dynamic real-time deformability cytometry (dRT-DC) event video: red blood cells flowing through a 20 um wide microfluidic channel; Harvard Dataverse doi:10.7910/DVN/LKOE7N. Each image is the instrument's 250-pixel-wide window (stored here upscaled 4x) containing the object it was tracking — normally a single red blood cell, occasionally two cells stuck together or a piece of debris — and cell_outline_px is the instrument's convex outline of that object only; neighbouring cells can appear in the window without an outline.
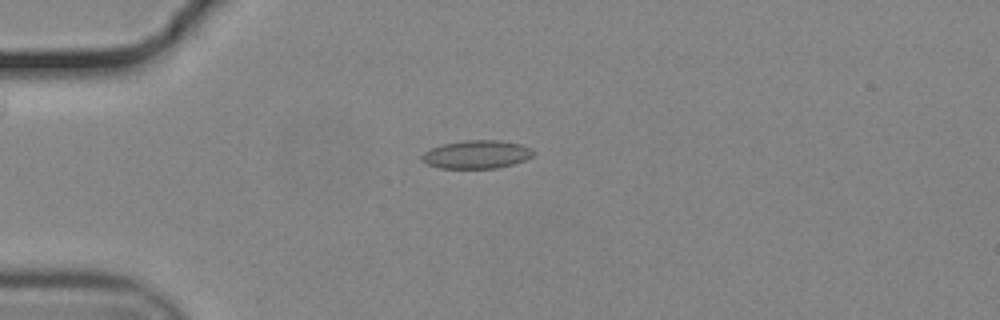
{"species": "common noctule bat (a hibernating species)", "species_latin": "Nyctalus noctula", "temperature_condition": "cold", "stored_images_in_passage": 56, "camera_frame_rate_fps": 3000, "um_per_image_px": 0.085, "animal": {"sex": "male", "body_mass_g": 19.2, "forearm_length_mm": 51.8}, "frame": {"image": 1, "passage_image": 15, "time_ms": 4.667, "image_size_px": [1000, 320], "cell_outline_px": [[532, 156], [524, 160], [512, 164], [496, 168], [440, 168], [428, 164], [420, 160], [420, 156], [424, 152], [432, 148], [444, 144], [464, 140], [500, 140], [520, 144], [532, 148]], "centroid_in_image_um": [40.49, 13.12], "position_along_channel_um": 44.5, "area_um2": 18.21}}
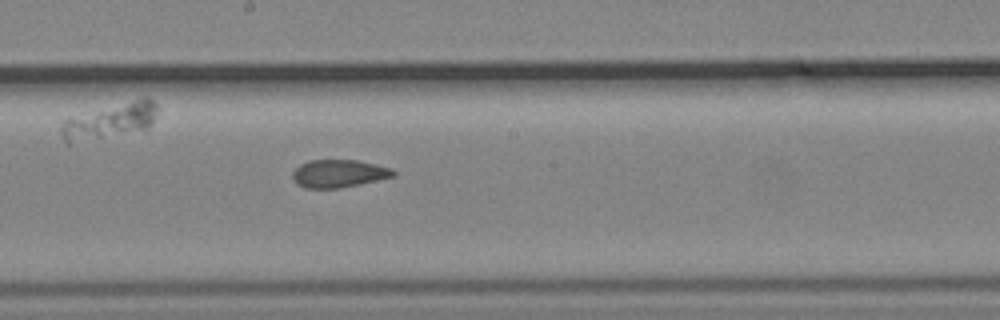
{"frame": {"image": 2, "passage_image": 31, "time_ms": 10.0, "image_size_px": [1000, 320], "cell_outline_px": [[396, 176], [360, 184], [340, 188], [304, 188], [296, 184], [292, 176], [292, 172], [300, 164], [308, 160], [356, 160], [376, 164], [392, 168], [396, 172]], "centroid_in_image_um": [28.8, 14.75], "position_along_channel_um": 219.4, "area_um2": 16.47}}
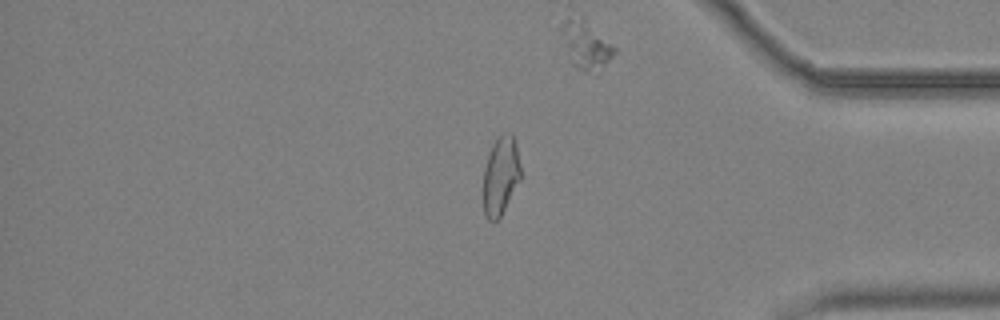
{"frame": {"image": 3, "passage_image": 47, "time_ms": 15.333, "image_size_px": [1000, 320], "cell_outline_px": [[520, 180], [500, 216], [492, 224], [488, 220], [484, 212], [484, 168], [492, 144], [504, 132], [508, 132], [512, 136], [516, 144], [520, 164]], "centroid_in_image_um": [42.55, 14.94], "position_along_channel_um": 392.6, "area_um2": 16.82}, "authors_computed_cell_mechanics": {"area_um2": 18.1492, "velocity_mm_per_s": 3.6965, "shape_relaxation_time_tau1_ms": null, "shape_relaxation_time_tau2_ms": 2.7975, "deformation_change_tau1": null, "deformation_change_tau2": 0.0858}}